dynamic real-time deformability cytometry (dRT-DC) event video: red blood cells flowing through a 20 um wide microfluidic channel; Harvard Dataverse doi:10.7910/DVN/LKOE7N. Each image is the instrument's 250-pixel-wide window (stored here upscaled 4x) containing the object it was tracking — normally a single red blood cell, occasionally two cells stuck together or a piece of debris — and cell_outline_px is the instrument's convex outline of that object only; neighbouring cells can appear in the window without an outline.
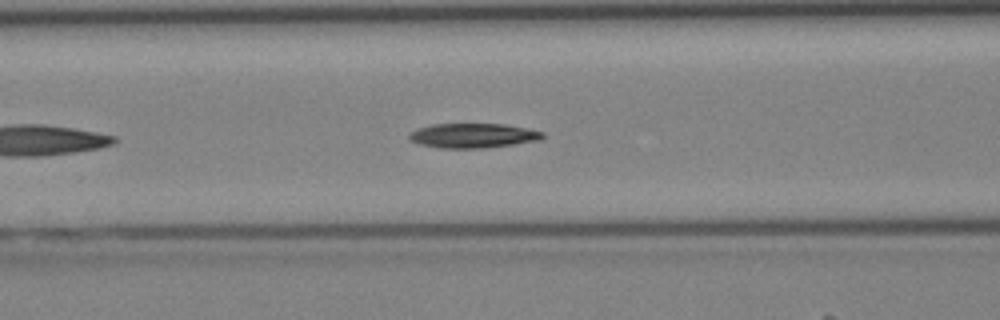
{"species": "Egyptian fruit bat (a non-hibernating species)", "species_latin": "Rousettus aegyptiacus", "temperature_condition": "cold", "stored_images_in_passage": 31, "camera_frame_rate_fps": 3000, "um_per_image_px": 0.085, "animal": {"sex": "female"}, "frame": {"image": 1, "passage_image": 7, "time_ms": 2.0, "image_size_px": [1000, 320], "cell_outline_px": [[544, 136], [540, 140], [484, 148], [444, 148], [420, 144], [412, 140], [408, 136], [416, 128], [432, 124], [504, 124], [544, 132]], "centroid_in_image_um": [40.21, 11.52], "position_along_channel_um": 126.4, "area_um2": 18.84}}
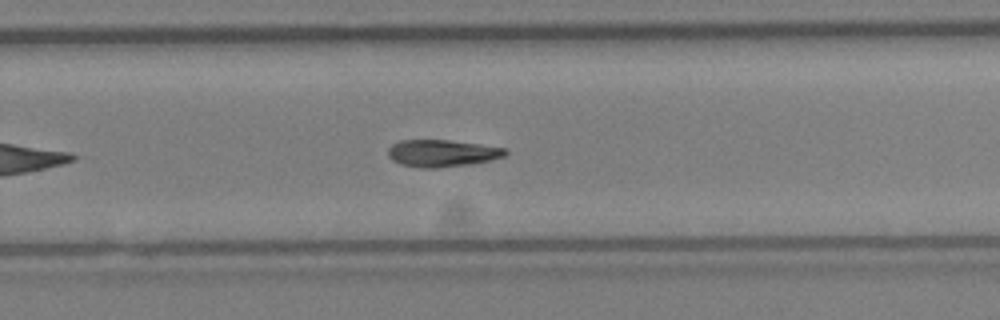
{"frame": {"image": 2, "passage_image": 17, "time_ms": 5.333, "image_size_px": [1000, 320], "cell_outline_px": [[508, 152], [504, 156], [492, 160], [468, 164], [436, 168], [420, 168], [400, 164], [392, 160], [388, 156], [388, 148], [392, 144], [400, 140], [448, 140], [480, 144], [508, 148]], "centroid_in_image_um": [37.57, 13.02], "position_along_channel_um": 292.2, "area_um2": 18.61}}
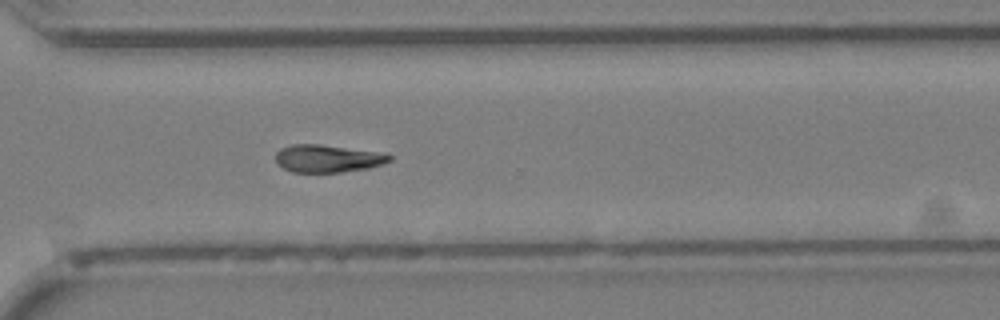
{"frame": {"image": 3, "passage_image": 20, "time_ms": 6.333, "image_size_px": [1000, 320], "cell_outline_px": [[392, 160], [368, 168], [340, 172], [292, 172], [284, 168], [276, 160], [276, 152], [280, 148], [292, 144], [320, 144], [376, 152], [392, 156]], "centroid_in_image_um": [27.81, 13.47], "position_along_channel_um": 342.8, "area_um2": 17.98}}